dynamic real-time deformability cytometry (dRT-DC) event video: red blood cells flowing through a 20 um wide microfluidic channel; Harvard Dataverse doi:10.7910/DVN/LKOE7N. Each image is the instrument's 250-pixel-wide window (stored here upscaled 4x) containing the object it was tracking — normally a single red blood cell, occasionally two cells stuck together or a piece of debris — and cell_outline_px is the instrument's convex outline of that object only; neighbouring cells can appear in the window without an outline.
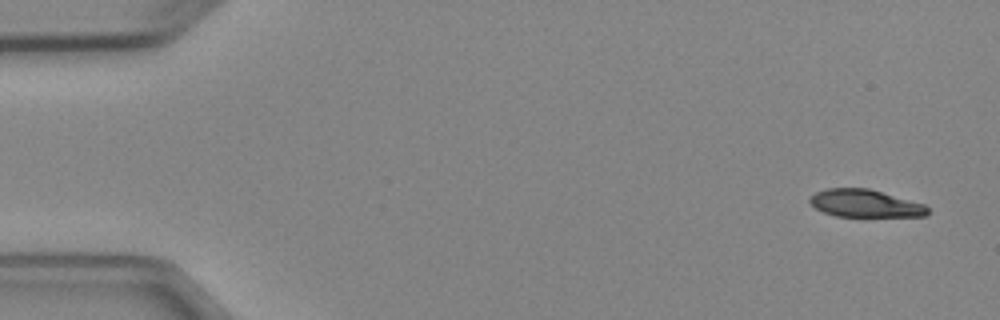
{"species": "Egyptian fruit bat (a non-hibernating species)", "species_latin": "Rousettus aegyptiacus", "temperature_condition": "cold", "stored_images_in_passage": 4, "camera_frame_rate_fps": 3000, "um_per_image_px": 0.085, "animal": {"sex": "female"}, "frame": {"image": 1, "passage_image": 1, "time_ms": 0.0, "image_size_px": [1000, 320], "cell_outline_px": [[928, 216], [836, 216], [824, 212], [816, 208], [808, 200], [816, 192], [828, 188], [868, 188], [924, 204], [928, 208]], "centroid_in_image_um": [73.54, 17.29], "position_along_channel_um": 11.5, "area_um2": 18.67}}
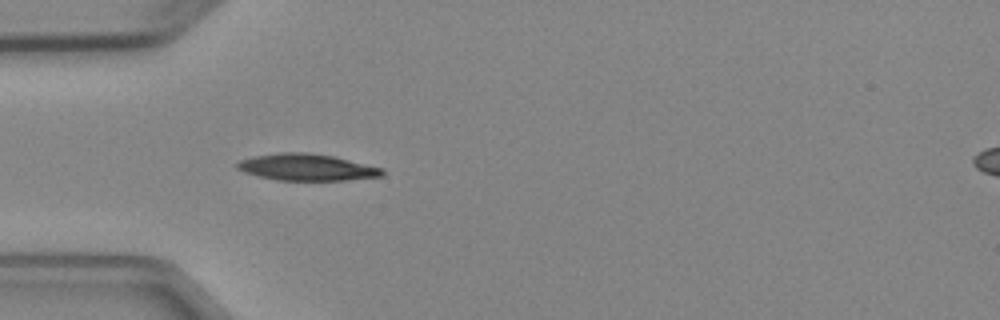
{"frame": {"image": 2, "passage_image": 4, "time_ms": 4.333, "image_size_px": [1000, 320], "cell_outline_px": [[384, 176], [344, 180], [276, 180], [244, 172], [236, 168], [236, 164], [240, 160], [256, 156], [280, 152], [308, 152], [332, 156], [384, 168]], "centroid_in_image_um": [26.09, 14.21], "position_along_channel_um": 58.9, "area_um2": 22.43}}